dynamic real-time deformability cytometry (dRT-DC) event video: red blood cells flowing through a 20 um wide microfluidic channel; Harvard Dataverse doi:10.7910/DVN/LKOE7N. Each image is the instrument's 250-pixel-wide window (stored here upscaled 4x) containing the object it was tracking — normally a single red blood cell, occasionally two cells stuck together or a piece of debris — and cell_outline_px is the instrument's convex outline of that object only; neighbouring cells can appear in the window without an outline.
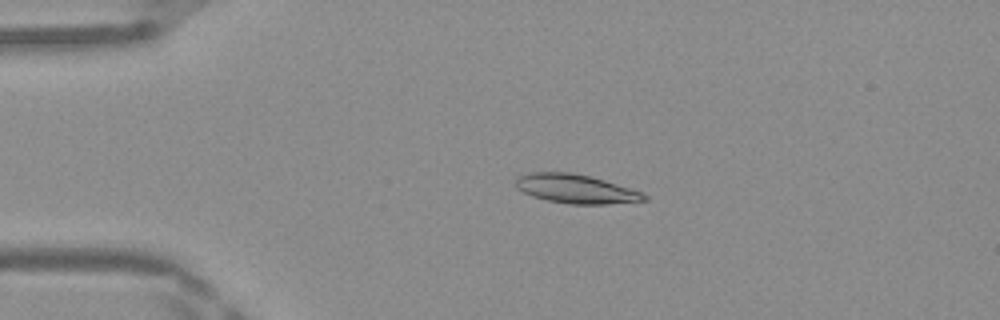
{"species": "Egyptian fruit bat (a non-hibernating species)", "species_latin": "Rousettus aegyptiacus", "temperature_condition": "warm", "stored_images_in_passage": 48, "camera_frame_rate_fps": 3000, "um_per_image_px": 0.085, "frame": {"image": 1, "passage_image": 10, "time_ms": 3.0, "image_size_px": [1000, 320], "cell_outline_px": [[648, 200], [604, 204], [572, 204], [548, 200], [532, 196], [516, 188], [516, 180], [520, 176], [528, 172], [568, 172], [588, 176], [604, 180], [644, 192], [648, 196]], "centroid_in_image_um": [48.97, 16.05], "position_along_channel_um": 36.0, "area_um2": 21.5}}
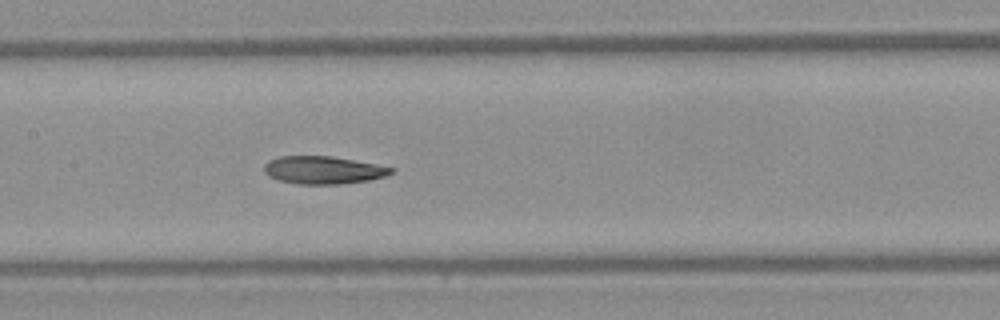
{"frame": {"image": 2, "passage_image": 23, "time_ms": 7.333, "image_size_px": [1000, 320], "cell_outline_px": [[396, 168], [388, 176], [368, 180], [340, 184], [296, 184], [276, 180], [268, 176], [264, 172], [264, 164], [268, 160], [280, 156], [332, 156], [376, 164]], "centroid_in_image_um": [27.45, 14.46], "position_along_channel_um": 179.9, "area_um2": 20.75}}
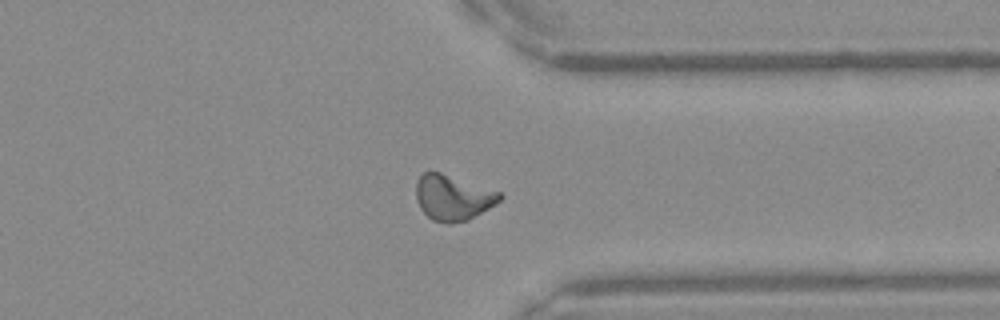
{"frame": {"image": 3, "passage_image": 37, "time_ms": 12.0, "image_size_px": [1000, 320], "cell_outline_px": [[504, 196], [500, 200], [488, 208], [468, 220], [452, 224], [448, 224], [432, 220], [420, 208], [416, 200], [416, 184], [420, 176], [424, 172], [440, 172], [500, 192]], "centroid_in_image_um": [38.47, 16.81], "position_along_channel_um": 372.9, "area_um2": 21.96}, "authors_computed_cell_mechanics": {"area_um2": 21.2126, "velocity_mm_per_s": 4.1926, "shape_relaxation_time_tau1_ms": null, "shape_relaxation_time_tau2_ms": 3.2893, "deformation_change_tau1": null, "deformation_change_tau2": 0.1092}}